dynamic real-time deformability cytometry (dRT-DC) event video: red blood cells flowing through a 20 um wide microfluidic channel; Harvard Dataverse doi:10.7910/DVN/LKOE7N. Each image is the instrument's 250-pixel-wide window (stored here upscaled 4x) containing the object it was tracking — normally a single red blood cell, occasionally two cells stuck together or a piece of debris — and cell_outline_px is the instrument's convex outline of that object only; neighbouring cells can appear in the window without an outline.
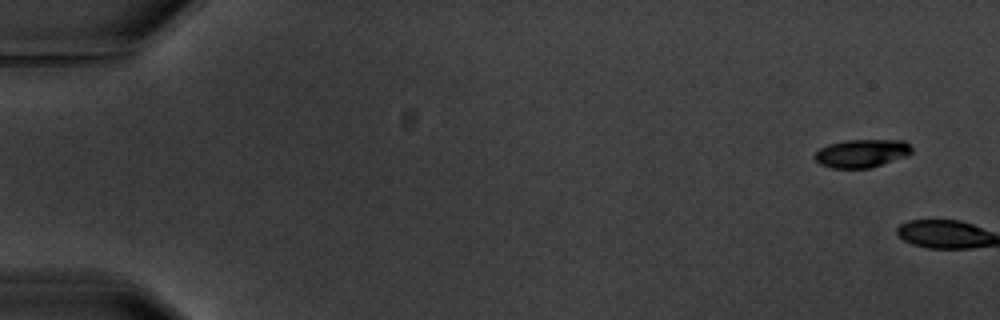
{"species": "common noctule bat (a hibernating species)", "species_latin": "Nyctalus noctula", "temperature_condition": "warm", "stored_images_in_passage": 2, "camera_frame_rate_fps": 3000, "um_per_image_px": 0.085, "animal": {"sex": "male", "body_mass_g": 20.1, "forearm_length_mm": 53.5}, "frame": {"image": 1, "passage_image": 1, "time_ms": 0.0, "image_size_px": [1000, 320], "cell_outline_px": [[912, 152], [908, 156], [868, 168], [832, 168], [820, 164], [812, 156], [820, 148], [828, 144], [844, 140], [904, 140], [912, 148]], "centroid_in_image_um": [73.23, 13.03], "position_along_channel_um": 11.8, "area_um2": 15.95}}